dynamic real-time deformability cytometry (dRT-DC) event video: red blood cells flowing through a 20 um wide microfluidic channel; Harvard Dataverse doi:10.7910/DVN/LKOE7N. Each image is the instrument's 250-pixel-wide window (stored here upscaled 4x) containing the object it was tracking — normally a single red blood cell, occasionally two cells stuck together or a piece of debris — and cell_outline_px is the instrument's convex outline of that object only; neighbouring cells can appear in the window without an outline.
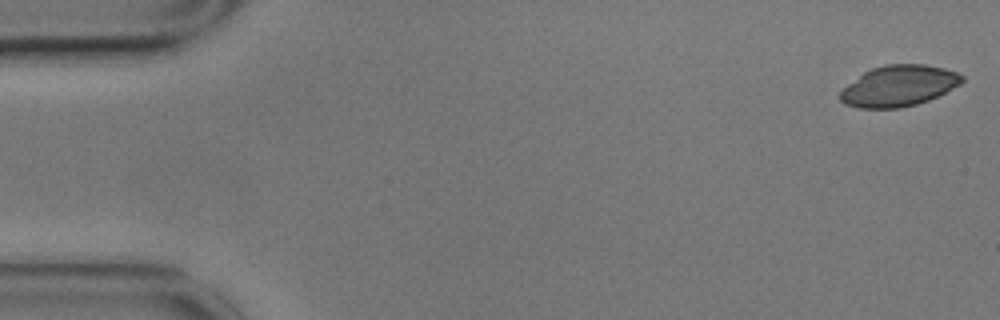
{"species": "common noctule bat (a hibernating species)", "species_latin": "Nyctalus noctula", "temperature_condition": "cold", "stored_images_in_passage": 10, "camera_frame_rate_fps": 3000, "um_per_image_px": 0.085, "animal": {"sex": "male", "body_mass_g": 17.9}, "frame": {"image": 1, "passage_image": 1, "time_ms": 0.0, "image_size_px": [1000, 320], "cell_outline_px": [[964, 80], [960, 84], [928, 100], [916, 104], [900, 108], [860, 108], [844, 104], [840, 100], [840, 92], [848, 84], [864, 72], [872, 68], [884, 64], [924, 64], [944, 68], [956, 72], [964, 76]], "centroid_in_image_um": [76.39, 7.29], "position_along_channel_um": 8.6, "area_um2": 28.9}}